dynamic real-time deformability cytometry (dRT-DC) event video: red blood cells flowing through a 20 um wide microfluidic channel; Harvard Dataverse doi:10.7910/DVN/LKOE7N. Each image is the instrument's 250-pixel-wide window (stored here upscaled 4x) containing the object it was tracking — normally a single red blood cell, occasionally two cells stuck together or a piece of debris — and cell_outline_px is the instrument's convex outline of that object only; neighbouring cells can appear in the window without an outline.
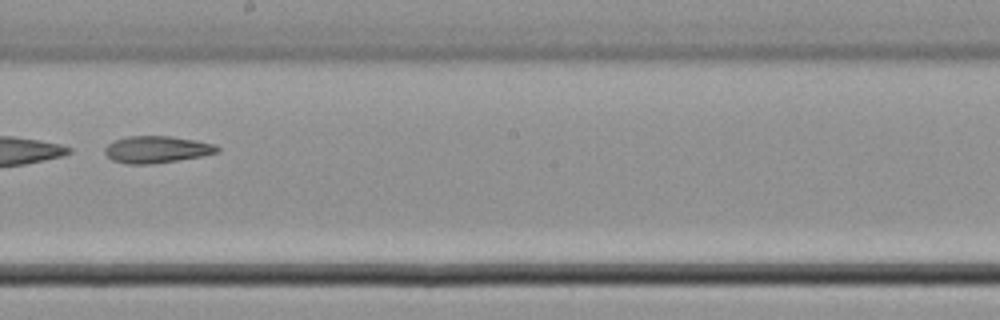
{"species": "common noctule bat (a hibernating species)", "species_latin": "Nyctalus noctula", "temperature_condition": "cold", "stored_images_in_passage": 43, "camera_frame_rate_fps": 3000, "um_per_image_px": 0.085, "animal": {"sex": "male", "body_mass_g": 21.5, "forearm_length_mm": 52.0}, "frame": {"image": 1, "passage_image": 25, "time_ms": 8.0, "image_size_px": [1000, 320], "cell_outline_px": [[220, 152], [204, 156], [148, 164], [128, 164], [112, 160], [104, 152], [104, 148], [108, 144], [116, 140], [128, 136], [172, 136], [196, 140], [216, 144], [220, 148]], "centroid_in_image_um": [13.37, 12.7], "position_along_channel_um": 234.8, "area_um2": 17.69}}